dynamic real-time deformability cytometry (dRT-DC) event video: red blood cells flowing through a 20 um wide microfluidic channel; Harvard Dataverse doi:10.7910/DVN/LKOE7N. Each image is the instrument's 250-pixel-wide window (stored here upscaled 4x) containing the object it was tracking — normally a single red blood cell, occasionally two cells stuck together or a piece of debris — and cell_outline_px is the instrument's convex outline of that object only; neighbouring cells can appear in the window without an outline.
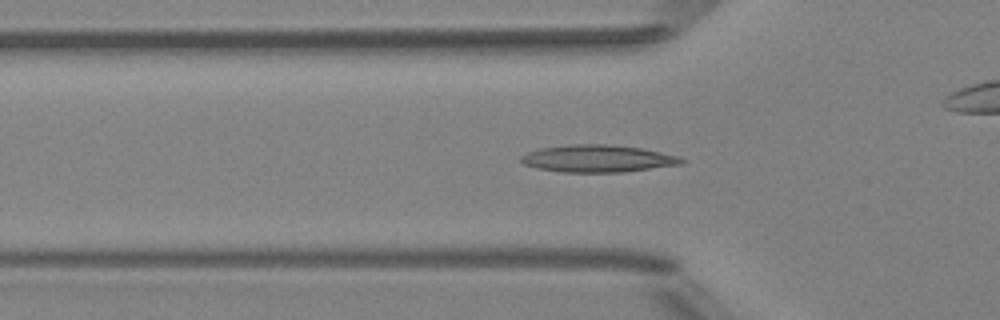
{"species": "Egyptian fruit bat (a non-hibernating species)", "species_latin": "Rousettus aegyptiacus", "temperature_condition": "room temperature", "stored_images_in_passage": 41, "camera_frame_rate_fps": 3000, "um_per_image_px": 0.085, "animal": {"sex": "female"}, "frame": {"image": 1, "passage_image": 6, "time_ms": 1.667, "image_size_px": [1000, 320], "cell_outline_px": [[688, 160], [684, 164], [624, 172], [564, 172], [536, 168], [524, 164], [520, 160], [520, 156], [528, 152], [540, 148], [568, 144], [604, 144], [640, 148], [660, 152], [676, 156]], "centroid_in_image_um": [50.81, 13.48], "position_along_channel_um": 75.0, "area_um2": 25.49}}
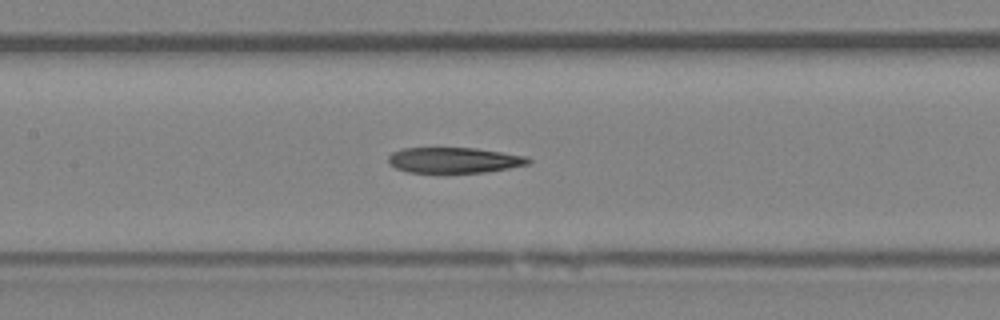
{"frame": {"image": 2, "passage_image": 13, "time_ms": 4.0, "image_size_px": [1000, 320], "cell_outline_px": [[532, 160], [528, 164], [488, 172], [408, 172], [396, 168], [388, 164], [388, 156], [392, 152], [404, 148], [476, 148], [528, 156]], "centroid_in_image_um": [38.6, 13.61], "position_along_channel_um": 168.8, "area_um2": 20.87}}
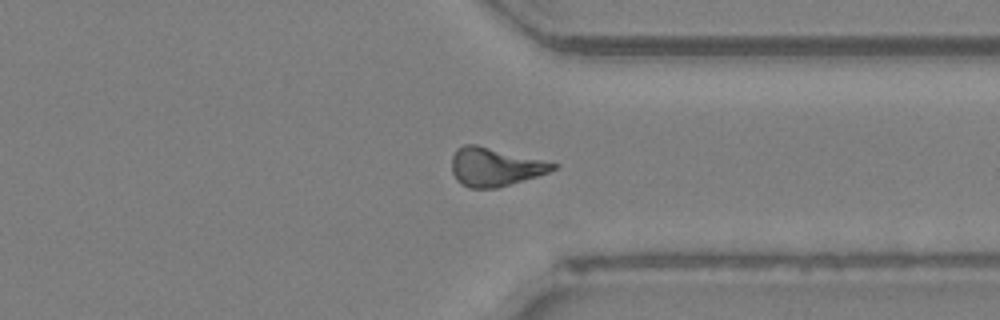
{"frame": {"image": 3, "passage_image": 28, "time_ms": 9.0, "image_size_px": [1000, 320], "cell_outline_px": [[560, 164], [556, 168], [548, 172], [536, 176], [496, 188], [468, 188], [460, 184], [456, 180], [452, 172], [452, 156], [456, 148], [464, 144], [476, 144]], "centroid_in_image_um": [42.02, 14.18], "position_along_channel_um": 369.4, "area_um2": 22.66}, "authors_computed_cell_mechanics": {"area_um2": 21.7906, "velocity_mm_per_s": 4.0141, "shape_relaxation_time_tau1_ms": null, "shape_relaxation_time_tau2_ms": 2.526, "deformation_change_tau1": null, "deformation_change_tau2": 0.1187}}